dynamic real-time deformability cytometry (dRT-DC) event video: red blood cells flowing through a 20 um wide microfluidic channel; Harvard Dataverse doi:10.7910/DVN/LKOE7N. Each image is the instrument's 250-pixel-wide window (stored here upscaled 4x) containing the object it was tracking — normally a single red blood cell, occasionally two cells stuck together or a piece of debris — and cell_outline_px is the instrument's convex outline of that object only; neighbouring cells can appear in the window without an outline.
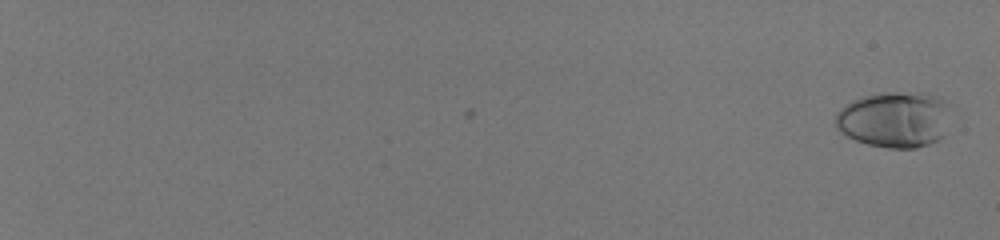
{"species": "human", "species_latin": "Homo sapiens", "temperature_condition": "room temperature", "stored_images_in_passage": 59, "camera_frame_rate_fps": 3000, "um_per_image_px": 0.085, "donor": {"sex": "male"}, "frame": {"image": 1, "passage_image": 2, "time_ms": 0.333, "image_size_px": [1000, 240], "cell_outline_px": [[952, 104], [944, 136], [940, 140], [916, 148], [888, 148], [868, 144], [856, 140], [848, 136], [836, 124], [836, 112], [840, 108], [852, 100], [864, 96], [880, 92], [920, 92], [940, 96]], "centroid_in_image_um": [76.12, 10.13], "position_along_channel_um": 8.9, "area_um2": 38.09}}
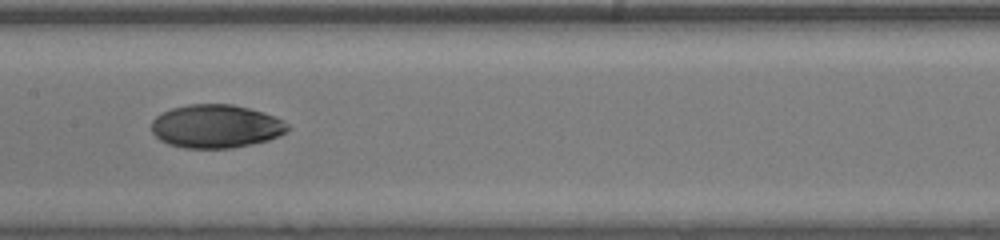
{"frame": {"image": 2, "passage_image": 37, "time_ms": 12.0, "image_size_px": [1000, 240], "cell_outline_px": [[292, 128], [288, 132], [280, 136], [268, 140], [252, 144], [232, 148], [184, 148], [168, 144], [160, 140], [152, 132], [152, 120], [156, 116], [172, 108], [188, 104], [232, 104], [264, 112], [284, 120]], "centroid_in_image_um": [18.4, 10.74], "position_along_channel_um": 189.0, "area_um2": 34.68}}
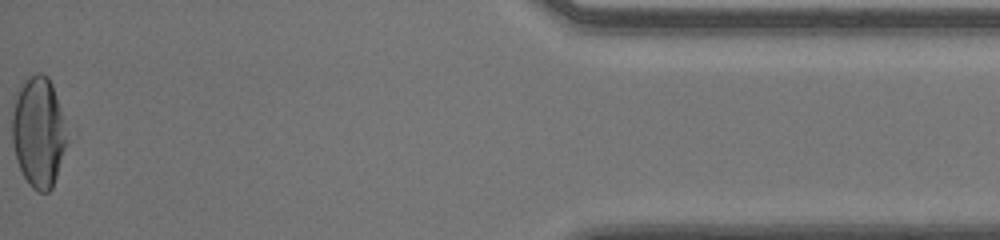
{"frame": {"image": 3, "passage_image": 59, "time_ms": 19.333, "image_size_px": [1000, 240], "cell_outline_px": [[68, 140], [52, 188], [48, 192], [40, 192], [32, 188], [28, 184], [16, 160], [12, 140], [12, 116], [16, 100], [20, 88], [28, 76], [36, 72], [40, 72], [48, 76], [52, 84], [56, 96]], "centroid_in_image_um": [3.27, 11.24], "position_along_channel_um": 431.9, "area_um2": 34.8}, "authors_computed_cell_mechanics": {"area_um2": 34.5644, "velocity_mm_per_s": 4.072, "shape_relaxation_time_tau1_ms": 6.3268, "shape_relaxation_time_tau2_ms": 2.6325, "deformation_change_tau1": 0.2118, "deformation_change_tau2": 0.036}}